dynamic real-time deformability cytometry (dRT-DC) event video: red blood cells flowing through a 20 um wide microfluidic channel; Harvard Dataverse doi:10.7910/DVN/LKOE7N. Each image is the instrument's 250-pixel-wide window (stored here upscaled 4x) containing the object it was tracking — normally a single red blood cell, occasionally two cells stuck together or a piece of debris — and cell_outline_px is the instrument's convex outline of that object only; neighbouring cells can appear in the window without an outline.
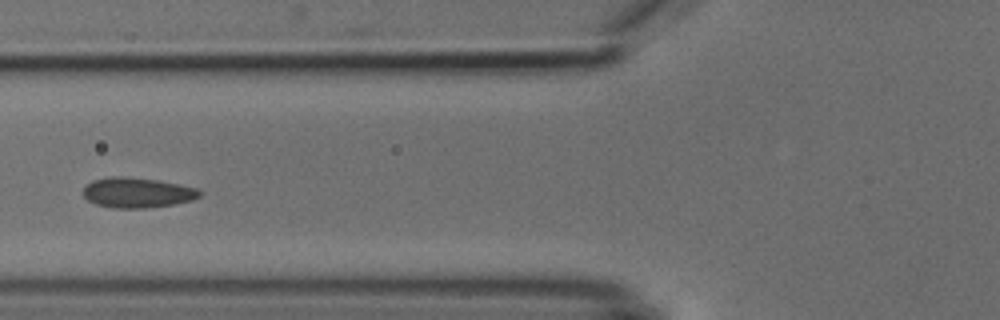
{"species": "common noctule bat (a hibernating species)", "species_latin": "Nyctalus noctula", "temperature_condition": "cold", "stored_images_in_passage": 7, "camera_frame_rate_fps": 3000, "um_per_image_px": 0.085, "animal": {"sex": "male", "body_mass_g": 18.8}, "frame": {"image": 1, "passage_image": 6, "time_ms": 6.667, "image_size_px": [1000, 320], "cell_outline_px": [[200, 196], [192, 200], [176, 204], [148, 208], [112, 208], [96, 204], [88, 200], [84, 196], [84, 188], [92, 180], [112, 176], [120, 176], [160, 180], [180, 184], [196, 188], [200, 192]], "centroid_in_image_um": [11.68, 16.38], "position_along_channel_um": 114.1, "area_um2": 20.52}}
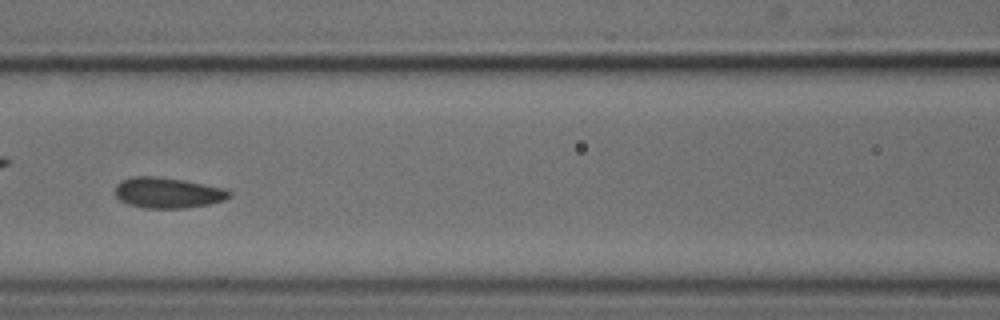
{"frame": {"image": 2, "passage_image": 7, "time_ms": 7.667, "image_size_px": [1000, 320], "cell_outline_px": [[232, 196], [224, 200], [208, 204], [184, 208], [144, 208], [128, 204], [120, 200], [116, 196], [116, 184], [120, 180], [132, 176], [156, 176], [184, 180], [228, 188], [232, 192]], "centroid_in_image_um": [14.29, 16.37], "position_along_channel_um": 152.3, "area_um2": 20.63}}